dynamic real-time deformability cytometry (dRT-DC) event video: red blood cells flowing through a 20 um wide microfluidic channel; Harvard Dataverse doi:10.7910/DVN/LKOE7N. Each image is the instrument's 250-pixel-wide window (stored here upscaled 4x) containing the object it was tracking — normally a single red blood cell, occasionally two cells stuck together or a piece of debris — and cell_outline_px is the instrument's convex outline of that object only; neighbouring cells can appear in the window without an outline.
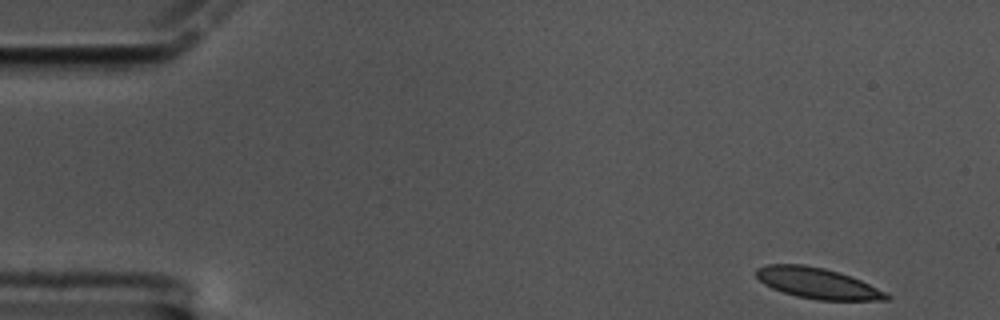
{"species": "common noctule bat (a hibernating species)", "species_latin": "Nyctalus noctula", "temperature_condition": "cold", "stored_images_in_passage": 56, "camera_frame_rate_fps": 3000, "um_per_image_px": 0.085, "animal": {"sex": "male", "body_mass_g": 17.5, "forearm_length_mm": 52.3}, "frame": {"image": 1, "passage_image": 1, "time_ms": 0.0, "image_size_px": [1000, 320], "cell_outline_px": [[892, 296], [888, 300], [816, 300], [796, 296], [772, 288], [764, 284], [756, 276], [756, 268], [768, 264], [804, 264], [824, 268], [840, 272], [860, 280]], "centroid_in_image_um": [69.46, 24.07], "position_along_channel_um": 15.5, "area_um2": 23.24}}
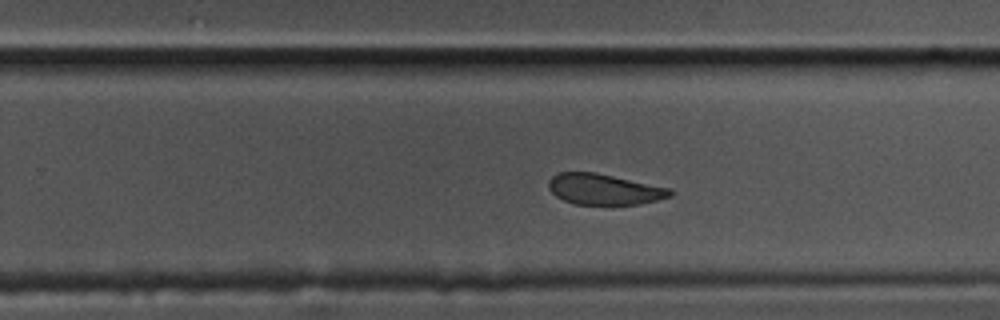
{"frame": {"image": 2, "passage_image": 34, "time_ms": 11.0, "image_size_px": [1000, 320], "cell_outline_px": [[672, 196], [640, 204], [576, 204], [564, 200], [556, 196], [548, 188], [548, 180], [552, 176], [560, 172], [596, 172], [672, 188]], "centroid_in_image_um": [51.36, 16.08], "position_along_channel_um": 278.4, "area_um2": 21.85}}
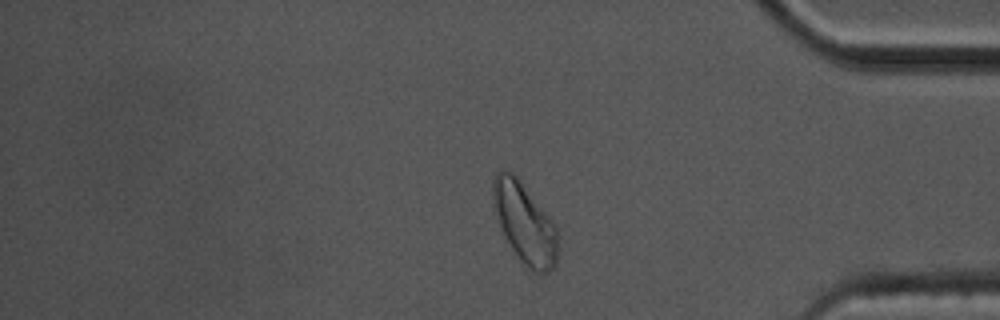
{"frame": {"image": 3, "passage_image": 46, "time_ms": 15.0, "image_size_px": [1000, 320], "cell_outline_px": [[560, 236], [556, 264], [548, 272], [532, 272], [524, 268], [520, 264], [504, 240], [496, 212], [492, 196], [492, 180], [496, 172], [504, 168], [508, 168], [520, 180], [556, 224]], "centroid_in_image_um": [44.6, 19.0], "position_along_channel_um": 390.6, "area_um2": 31.5}, "authors_computed_cell_mechanics": {"area_um2": 23.9292, "velocity_mm_per_s": 3.3626, "shape_relaxation_time_tau1_ms": 6.6774, "shape_relaxation_time_tau2_ms": 2.5239, "deformation_change_tau1": 0.1317, "deformation_change_tau2": 0.0722}}